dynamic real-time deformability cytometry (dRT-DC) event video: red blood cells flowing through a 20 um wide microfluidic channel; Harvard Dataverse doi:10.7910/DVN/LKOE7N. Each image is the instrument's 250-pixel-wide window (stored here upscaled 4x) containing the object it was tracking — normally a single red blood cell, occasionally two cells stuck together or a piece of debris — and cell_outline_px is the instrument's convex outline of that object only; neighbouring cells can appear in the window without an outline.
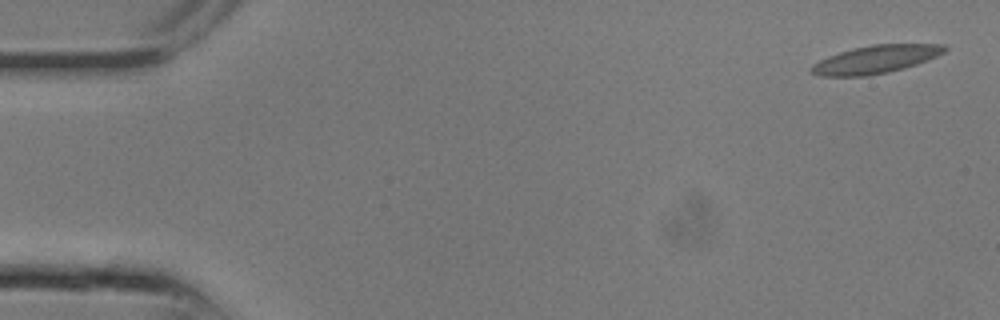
{"species": "common noctule bat (a hibernating species)", "species_latin": "Nyctalus noctula", "temperature_condition": "room temperature", "stored_images_in_passage": 24, "camera_frame_rate_fps": 3000, "um_per_image_px": 0.085, "animal": {"sex": "male", "body_mass_g": 13.3}, "frame": {"image": 1, "passage_image": 1, "time_ms": 0.0, "image_size_px": [1000, 320], "cell_outline_px": [[948, 48], [944, 52], [936, 56], [916, 64], [904, 68], [888, 72], [868, 76], [820, 76], [808, 72], [808, 68], [812, 64], [828, 56], [840, 52], [872, 44], [944, 44]], "centroid_in_image_um": [74.39, 5.05], "position_along_channel_um": 10.6, "area_um2": 21.68}}
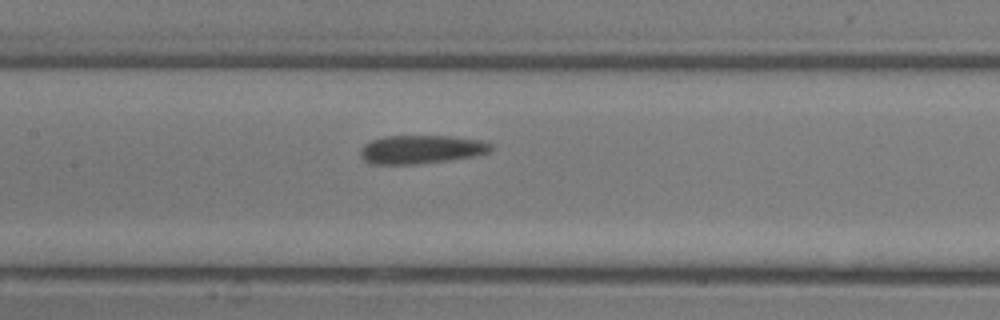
{"frame": {"image": 2, "passage_image": 12, "time_ms": 3.667, "image_size_px": [1000, 320], "cell_outline_px": [[492, 148], [488, 152], [476, 156], [448, 160], [416, 164], [368, 164], [360, 156], [360, 148], [364, 144], [372, 140], [388, 136], [448, 136], [480, 140], [492, 144]], "centroid_in_image_um": [35.77, 12.71], "position_along_channel_um": 171.6, "area_um2": 21.68}}
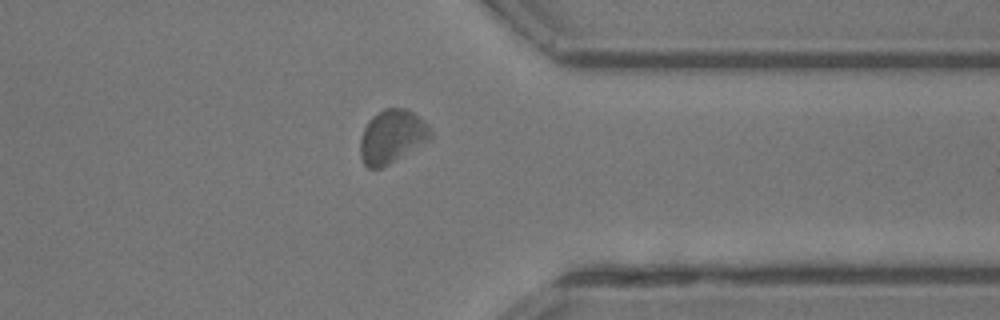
{"frame": {"image": 3, "passage_image": 20, "time_ms": 6.333, "image_size_px": [1000, 320], "cell_outline_px": [[432, 140], [388, 164], [380, 168], [368, 168], [364, 164], [360, 156], [360, 140], [364, 128], [368, 120], [372, 116], [384, 108], [408, 108], [424, 120], [428, 124], [432, 132]], "centroid_in_image_um": [33.35, 11.59], "position_along_channel_um": 378.1, "area_um2": 22.2}}